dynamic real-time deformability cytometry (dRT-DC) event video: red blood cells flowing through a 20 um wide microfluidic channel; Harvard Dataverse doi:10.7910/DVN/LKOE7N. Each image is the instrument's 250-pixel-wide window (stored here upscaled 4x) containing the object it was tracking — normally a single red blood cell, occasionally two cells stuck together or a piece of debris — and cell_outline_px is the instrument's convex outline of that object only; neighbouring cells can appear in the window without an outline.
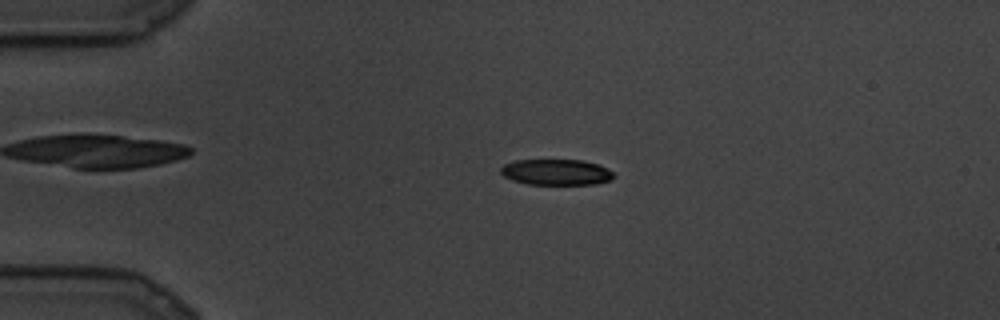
{"species": "common noctule bat (a hibernating species)", "species_latin": "Nyctalus noctula", "temperature_condition": "cold", "stored_images_in_passage": 90, "camera_frame_rate_fps": 3000, "um_per_image_px": 0.085, "animal": {"sex": "male", "body_mass_g": 19.5, "forearm_length_mm": 54.6}, "frame": {"image": 1, "passage_image": 20, "time_ms": 6.333, "image_size_px": [1000, 320], "cell_outline_px": [[616, 176], [612, 180], [596, 184], [528, 184], [512, 180], [504, 176], [500, 172], [500, 168], [504, 164], [516, 160], [584, 160], [608, 168]], "centroid_in_image_um": [47.3, 14.63], "position_along_channel_um": 37.7, "area_um2": 17.11}}
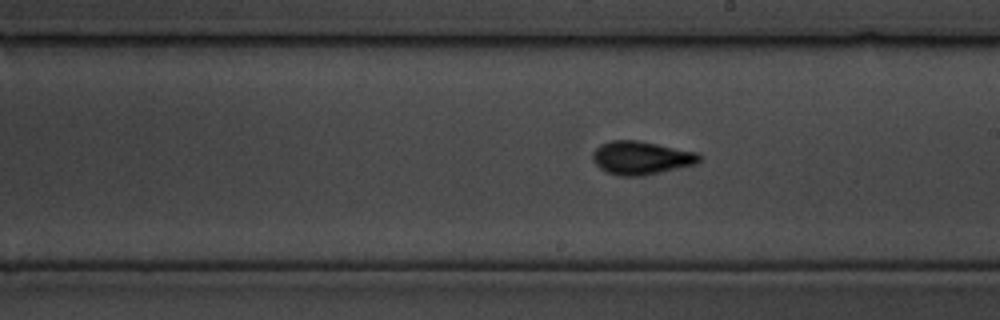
{"frame": {"image": 2, "passage_image": 51, "time_ms": 16.667, "image_size_px": [1000, 320], "cell_outline_px": [[700, 160], [696, 164], [644, 176], [620, 176], [608, 172], [600, 168], [592, 160], [592, 152], [600, 144], [612, 140], [636, 140], [696, 152], [700, 156]], "centroid_in_image_um": [54.47, 13.42], "position_along_channel_um": 234.5, "area_um2": 20.58}}
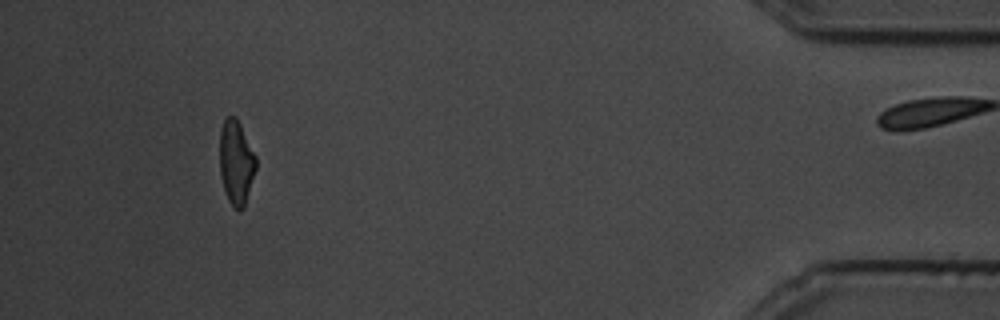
{"frame": {"image": 3, "passage_image": 83, "time_ms": 27.333, "image_size_px": [1000, 320], "cell_outline_px": [[256, 168], [244, 208], [240, 212], [228, 200], [220, 176], [220, 128], [224, 120], [228, 116], [236, 116], [256, 156]], "centroid_in_image_um": [20.07, 13.79], "position_along_channel_um": 415.1, "area_um2": 17.74}}